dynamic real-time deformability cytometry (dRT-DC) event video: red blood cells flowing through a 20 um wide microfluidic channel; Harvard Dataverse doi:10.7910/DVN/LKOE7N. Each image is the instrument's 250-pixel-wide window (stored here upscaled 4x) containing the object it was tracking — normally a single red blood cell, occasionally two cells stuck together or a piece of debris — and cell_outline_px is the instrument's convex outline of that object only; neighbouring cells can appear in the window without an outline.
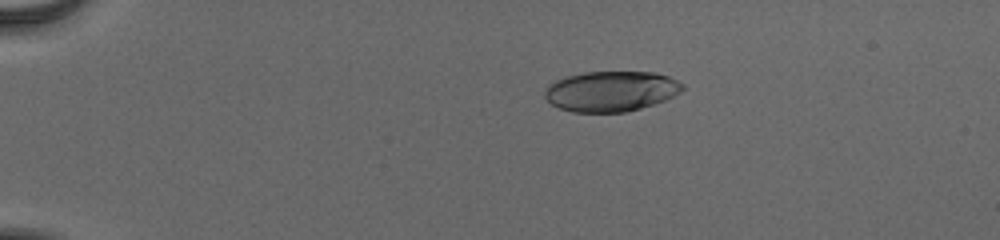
{"species": "human", "species_latin": "Homo sapiens", "temperature_condition": "cold", "stored_images_in_passage": 45, "camera_frame_rate_fps": 3000, "um_per_image_px": 0.085, "donor": {"sex": "male"}, "frame": {"image": 1, "passage_image": 2, "time_ms": 0.333, "image_size_px": [1000, 240], "cell_outline_px": [[684, 88], [680, 92], [664, 100], [640, 108], [624, 112], [572, 112], [560, 108], [552, 104], [544, 96], [544, 92], [548, 84], [556, 80], [568, 76], [584, 72], [652, 72], [668, 76], [684, 84]], "centroid_in_image_um": [51.92, 7.75], "position_along_channel_um": 33.1, "area_um2": 32.19}}
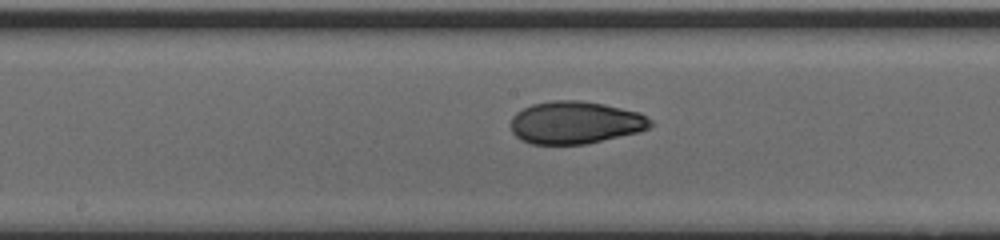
{"frame": {"image": 2, "passage_image": 21, "time_ms": 6.667, "image_size_px": [1000, 240], "cell_outline_px": [[652, 124], [648, 128], [636, 132], [584, 144], [532, 144], [520, 140], [512, 132], [512, 116], [516, 112], [532, 104], [552, 100], [580, 100], [604, 104], [640, 112], [652, 120]], "centroid_in_image_um": [48.88, 10.41], "position_along_channel_um": 199.3, "area_um2": 34.45}}
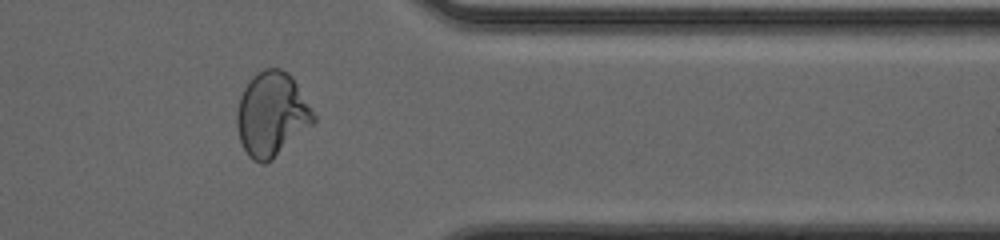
{"frame": {"image": 3, "passage_image": 36, "time_ms": 11.667, "image_size_px": [1000, 240], "cell_outline_px": [[316, 120], [312, 124], [272, 160], [264, 164], [260, 164], [252, 160], [248, 156], [240, 140], [236, 124], [236, 112], [240, 96], [244, 88], [252, 76], [264, 68], [280, 68], [288, 72], [292, 76], [316, 116]], "centroid_in_image_um": [23.08, 9.71], "position_along_channel_um": 388.3, "area_um2": 37.63}, "authors_computed_cell_mechanics": {"area_um2": 34.5066, "velocity_mm_per_s": 3.9185, "shape_relaxation_time_tau1_ms": 8.0125, "shape_relaxation_time_tau2_ms": 1.4882, "deformation_change_tau1": 0.2522, "deformation_change_tau2": 0.0575}}